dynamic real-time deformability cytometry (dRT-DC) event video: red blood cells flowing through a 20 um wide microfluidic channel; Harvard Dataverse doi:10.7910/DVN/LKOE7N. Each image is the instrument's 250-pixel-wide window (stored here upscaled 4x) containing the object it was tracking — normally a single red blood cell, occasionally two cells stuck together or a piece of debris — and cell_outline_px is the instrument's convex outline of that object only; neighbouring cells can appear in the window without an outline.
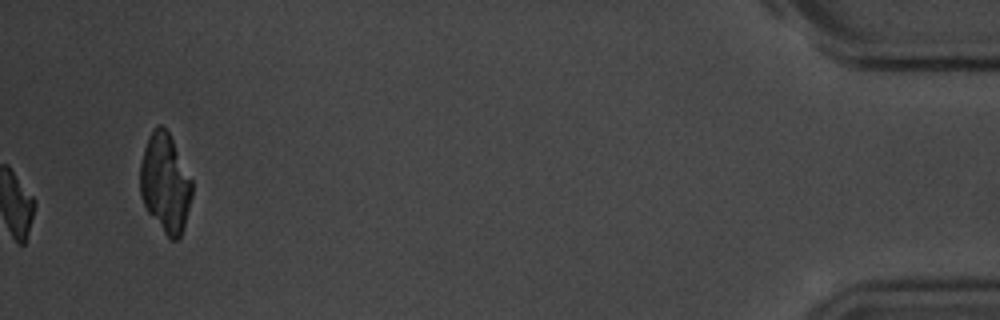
{"species": "common noctule bat (a hibernating species)", "species_latin": "Nyctalus noctula", "temperature_condition": "room temperature", "stored_images_in_passage": 45, "camera_frame_rate_fps": 3000, "um_per_image_px": 0.085, "animal": {"sex": "male", "body_mass_g": 20.1, "forearm_length_mm": 53.5}, "frame": {"image": 1, "passage_image": 45, "time_ms": 14.667, "image_size_px": [1000, 320], "cell_outline_px": [[192, 196], [184, 224], [180, 236], [176, 240], [172, 240], [164, 232], [148, 212], [140, 196], [140, 164], [144, 148], [148, 136], [152, 128], [156, 124], [160, 124], [168, 132], [192, 180]], "centroid_in_image_um": [14.02, 15.53], "position_along_channel_um": 421.2, "area_um2": 29.59}, "authors_computed_cell_mechanics": {"area_um2": 16.473, "velocity_mm_per_s": 3.6464, "shape_relaxation_time_tau1_ms": 2.3953, "shape_relaxation_time_tau2_ms": 9.6279, "deformation_change_tau1": 0.1399, "deformation_change_tau2": 0.1928}}